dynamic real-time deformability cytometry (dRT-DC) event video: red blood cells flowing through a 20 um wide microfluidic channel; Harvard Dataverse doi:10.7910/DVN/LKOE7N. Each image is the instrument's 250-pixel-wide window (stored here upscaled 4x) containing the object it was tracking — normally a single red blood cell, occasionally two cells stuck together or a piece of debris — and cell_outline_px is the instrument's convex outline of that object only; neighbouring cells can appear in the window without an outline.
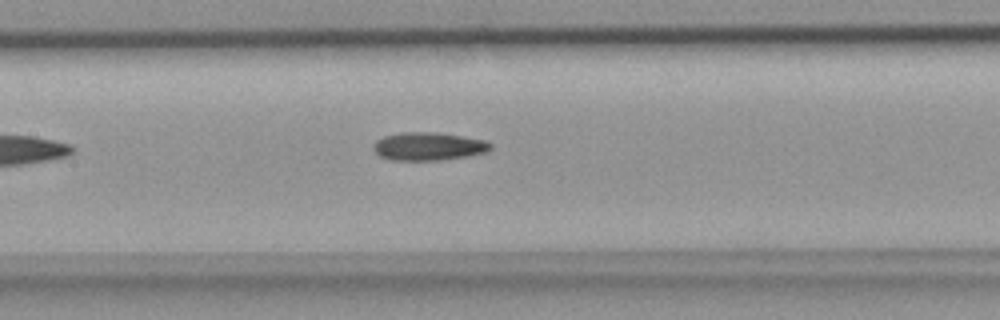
{"species": "common noctule bat (a hibernating species)", "species_latin": "Nyctalus noctula", "temperature_condition": "room temperature", "stored_images_in_passage": 4, "camera_frame_rate_fps": 3000, "um_per_image_px": 0.085, "animal": {"sex": "female", "body_mass_g": 18.4}, "frame": {"image": 1, "passage_image": 4, "time_ms": 1.0, "image_size_px": [1000, 320], "cell_outline_px": [[492, 148], [488, 152], [468, 156], [440, 160], [388, 160], [380, 156], [372, 148], [372, 144], [376, 140], [384, 136], [400, 132], [440, 132], [484, 140], [492, 144]], "centroid_in_image_um": [36.41, 12.44], "position_along_channel_um": 171.0, "area_um2": 19.42}}